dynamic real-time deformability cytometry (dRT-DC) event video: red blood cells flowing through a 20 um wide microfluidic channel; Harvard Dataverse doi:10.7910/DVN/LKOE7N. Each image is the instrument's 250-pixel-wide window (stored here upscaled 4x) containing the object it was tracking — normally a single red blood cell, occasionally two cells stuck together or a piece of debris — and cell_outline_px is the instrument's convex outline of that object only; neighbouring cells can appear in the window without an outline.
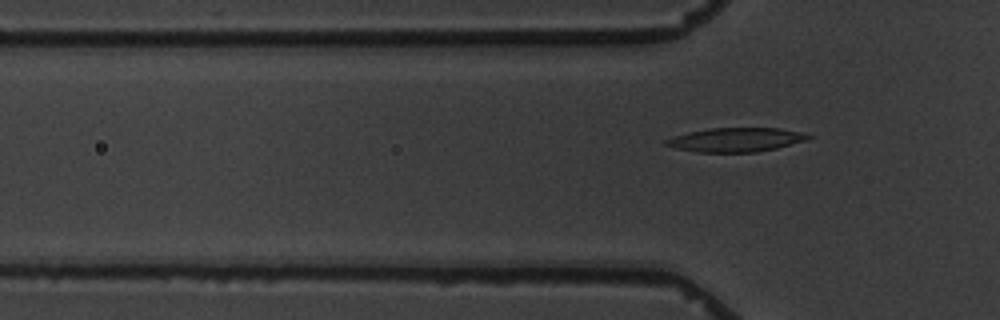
{"species": "common noctule bat (a hibernating species)", "species_latin": "Nyctalus noctula", "temperature_condition": "warm", "stored_images_in_passage": 6, "camera_frame_rate_fps": 3000, "um_per_image_px": 0.085, "animal": {"sex": "male", "body_mass_g": 19.5, "forearm_length_mm": 54.6}, "frame": {"image": 1, "passage_image": 6, "time_ms": 7.667, "image_size_px": [1000, 320], "cell_outline_px": [[812, 136], [804, 140], [776, 148], [756, 152], [696, 152], [676, 148], [664, 144], [664, 140], [672, 136], [688, 132], [708, 128], [780, 128], [800, 132]], "centroid_in_image_um": [62.47, 11.87], "position_along_channel_um": 63.3, "area_um2": 19.77}}